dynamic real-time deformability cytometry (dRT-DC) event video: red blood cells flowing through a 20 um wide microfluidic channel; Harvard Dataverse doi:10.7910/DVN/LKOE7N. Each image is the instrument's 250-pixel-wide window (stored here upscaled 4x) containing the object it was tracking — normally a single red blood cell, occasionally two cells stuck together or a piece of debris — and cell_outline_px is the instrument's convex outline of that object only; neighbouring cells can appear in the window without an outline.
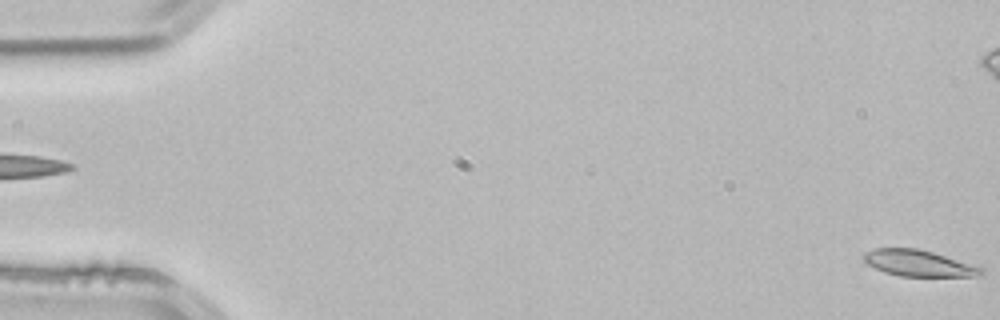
{"species": "common noctule bat (a hibernating species)", "species_latin": "Nyctalus noctula", "temperature_condition": "room temperature", "stored_images_in_passage": 3, "segment_of_instrument_passage": [2, 2], "camera_frame_rate_fps": 3000, "um_per_image_px": 0.085, "animal": {"sex": "male", "body_mass_g": 21.5, "forearm_length_mm": 52.0}, "frame": {"image": 1, "passage_image": 3, "time_ms": 0.667, "image_size_px": [1000, 320], "cell_outline_px": [[984, 272], [980, 276], [900, 276], [884, 272], [868, 264], [864, 260], [864, 252], [876, 248], [916, 248], [980, 264], [984, 268]], "centroid_in_image_um": [78.19, 22.37], "position_along_channel_um": 6.8, "area_um2": 18.26}}